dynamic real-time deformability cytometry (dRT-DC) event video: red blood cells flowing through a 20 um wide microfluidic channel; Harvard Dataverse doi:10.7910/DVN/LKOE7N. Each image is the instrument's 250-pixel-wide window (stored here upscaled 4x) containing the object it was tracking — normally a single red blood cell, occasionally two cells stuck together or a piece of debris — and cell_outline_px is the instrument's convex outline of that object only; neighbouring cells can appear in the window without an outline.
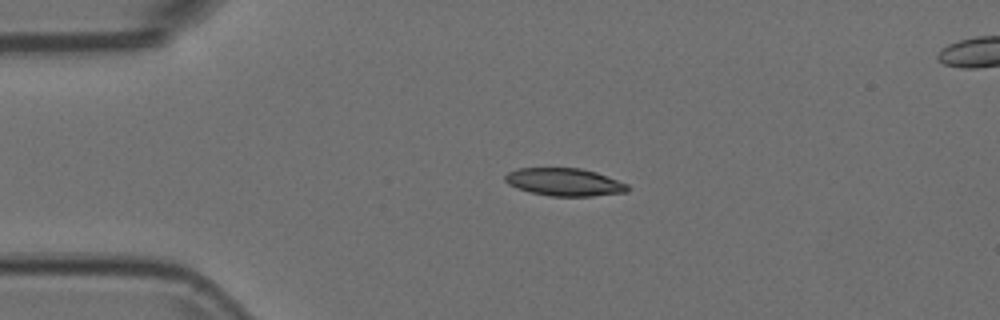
{"species": "Egyptian fruit bat (a non-hibernating species)", "species_latin": "Rousettus aegyptiacus", "temperature_condition": "room temperature", "stored_images_in_passage": 25, "camera_frame_rate_fps": 3000, "um_per_image_px": 0.085, "animal": {"sex": "female"}, "frame": {"image": 1, "passage_image": 1, "time_ms": 0.0, "image_size_px": [1000, 320], "cell_outline_px": [[628, 192], [592, 196], [548, 196], [516, 188], [508, 184], [504, 180], [504, 176], [508, 172], [516, 168], [580, 168], [596, 172], [628, 184]], "centroid_in_image_um": [47.95, 15.47], "position_along_channel_um": 37.0, "area_um2": 19.83}}
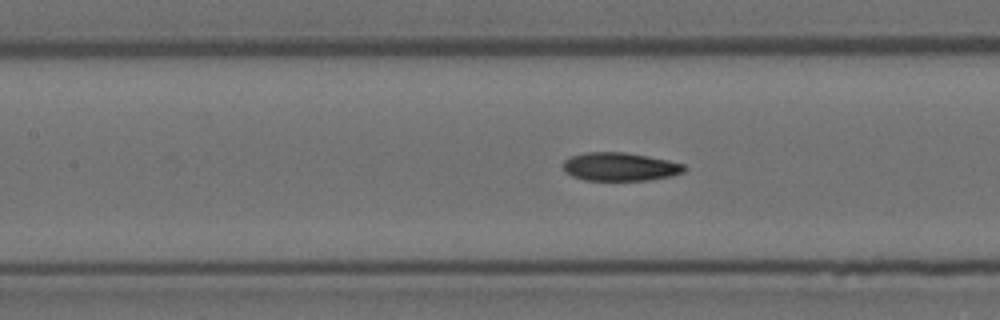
{"frame": {"image": 2, "passage_image": 13, "time_ms": 4.0, "image_size_px": [1000, 320], "cell_outline_px": [[688, 168], [684, 172], [672, 176], [648, 180], [584, 180], [572, 176], [564, 172], [564, 160], [572, 156], [584, 152], [624, 152], [648, 156], [668, 160], [684, 164]], "centroid_in_image_um": [52.72, 14.17], "position_along_channel_um": 154.7, "area_um2": 20.11}}
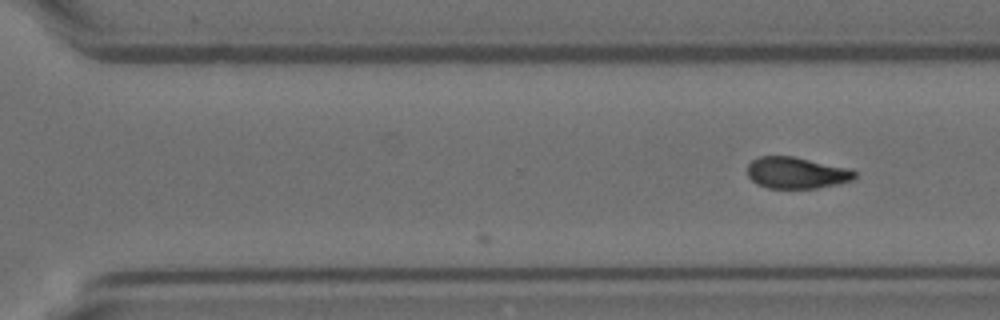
{"frame": {"image": 3, "passage_image": 25, "time_ms": 8.0, "image_size_px": [1000, 320], "cell_outline_px": [[856, 176], [852, 180], [836, 184], [816, 188], [768, 188], [756, 184], [748, 176], [748, 164], [752, 160], [760, 156], [792, 156], [848, 168], [856, 172]], "centroid_in_image_um": [67.67, 14.69], "position_along_channel_um": 302.9, "area_um2": 19.54}}